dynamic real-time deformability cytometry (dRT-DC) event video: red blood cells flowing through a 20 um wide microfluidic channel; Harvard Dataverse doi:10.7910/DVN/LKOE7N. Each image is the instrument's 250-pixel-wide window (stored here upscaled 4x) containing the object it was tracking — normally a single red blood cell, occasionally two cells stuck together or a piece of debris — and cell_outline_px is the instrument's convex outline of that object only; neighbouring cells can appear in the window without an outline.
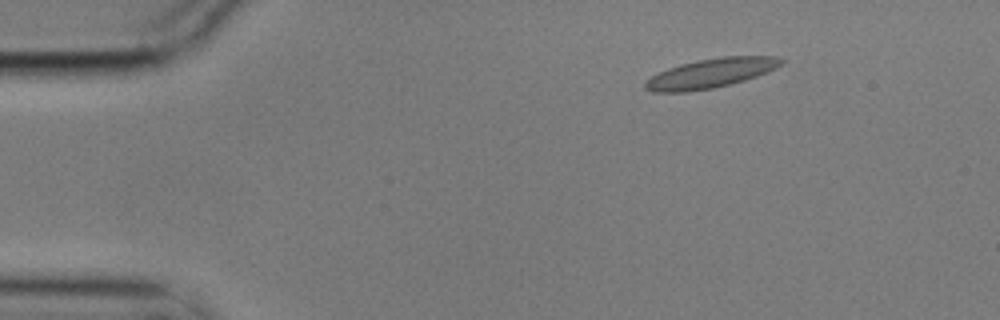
{"species": "common noctule bat (a hibernating species)", "species_latin": "Nyctalus noctula", "temperature_condition": "cold", "stored_images_in_passage": 10, "camera_frame_rate_fps": 3000, "um_per_image_px": 0.085, "animal": {"sex": "male", "body_mass_g": 17.9}, "frame": {"image": 1, "passage_image": 2, "time_ms": 0.333, "image_size_px": [1000, 320], "cell_outline_px": [[784, 60], [776, 68], [756, 76], [744, 80], [712, 88], [688, 92], [652, 92], [644, 88], [644, 84], [652, 76], [668, 68], [680, 64], [696, 60], [724, 56], [776, 56]], "centroid_in_image_um": [60.39, 6.22], "position_along_channel_um": 24.6, "area_um2": 23.06}}
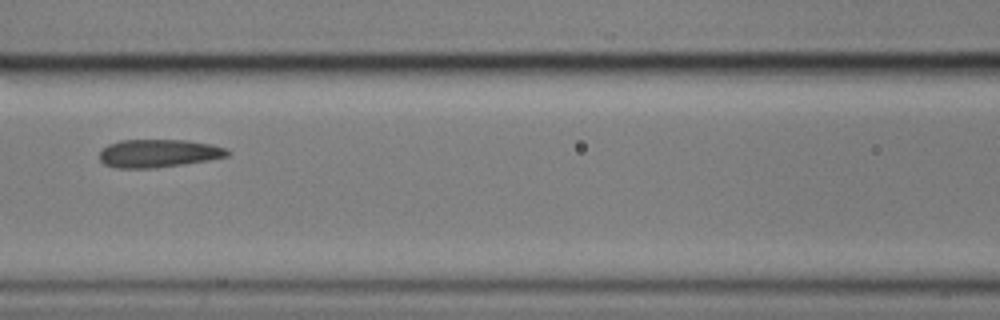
{"frame": {"image": 2, "passage_image": 7, "time_ms": 2.0, "image_size_px": [1000, 320], "cell_outline_px": [[232, 152], [228, 156], [208, 160], [184, 164], [156, 168], [116, 168], [104, 164], [100, 160], [100, 152], [108, 144], [120, 140], [188, 140], [212, 144], [224, 148]], "centroid_in_image_um": [13.48, 13.03], "position_along_channel_um": 153.1, "area_um2": 20.98}}
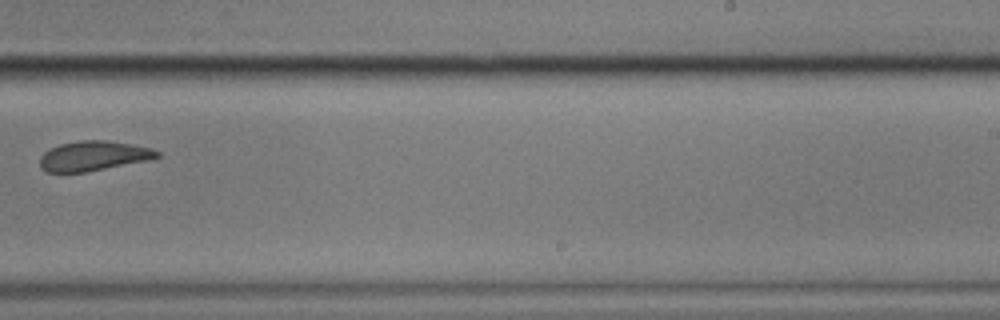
{"frame": {"image": 3, "passage_image": 10, "time_ms": 3.0, "image_size_px": [1000, 320], "cell_outline_px": [[160, 156], [148, 160], [84, 172], [48, 172], [40, 168], [40, 156], [48, 148], [60, 144], [80, 140], [104, 140], [152, 148], [160, 152]], "centroid_in_image_um": [7.9, 13.25], "position_along_channel_um": 281.1, "area_um2": 20.17}}